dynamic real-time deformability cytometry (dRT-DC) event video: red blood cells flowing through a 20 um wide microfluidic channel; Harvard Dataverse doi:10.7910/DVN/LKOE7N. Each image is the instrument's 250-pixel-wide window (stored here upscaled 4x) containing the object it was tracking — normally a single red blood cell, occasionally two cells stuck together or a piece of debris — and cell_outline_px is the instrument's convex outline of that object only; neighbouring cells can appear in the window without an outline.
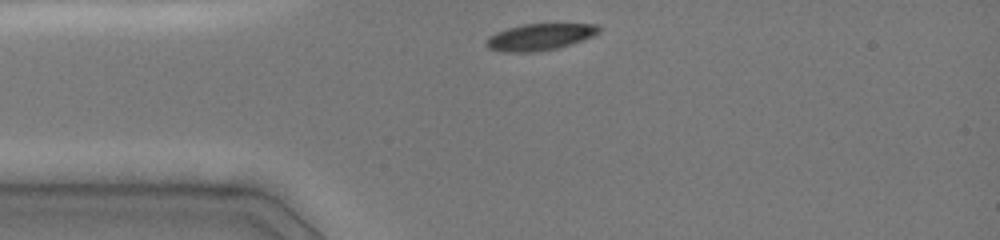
{"species": "common noctule bat (a hibernating species)", "species_latin": "Nyctalus noctula", "temperature_condition": "cold", "stored_images_in_passage": 31, "camera_frame_rate_fps": 3000, "um_per_image_px": 0.085, "animal": {"sex": "female", "body_mass_g": 19.0, "forearm_length_mm": 51.5}, "frame": {"image": 1, "passage_image": 1, "time_ms": 0.0, "image_size_px": [1000, 240], "cell_outline_px": [[600, 32], [584, 40], [572, 44], [556, 48], [536, 52], [500, 52], [488, 48], [484, 44], [488, 36], [496, 32], [508, 28], [524, 24], [596, 24], [600, 28]], "centroid_in_image_um": [45.85, 3.15], "position_along_channel_um": 39.1, "area_um2": 17.57}}
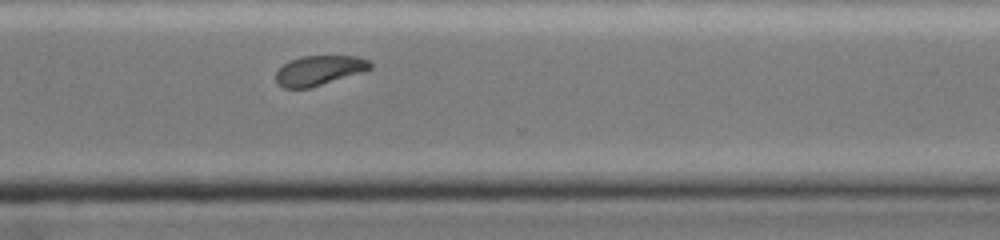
{"frame": {"image": 2, "passage_image": 25, "time_ms": 8.0, "image_size_px": [1000, 240], "cell_outline_px": [[372, 68], [360, 72], [308, 88], [284, 88], [276, 80], [276, 72], [284, 64], [300, 56], [356, 56], [368, 60], [372, 64]], "centroid_in_image_um": [27.11, 5.97], "position_along_channel_um": 343.5, "area_um2": 15.9}}
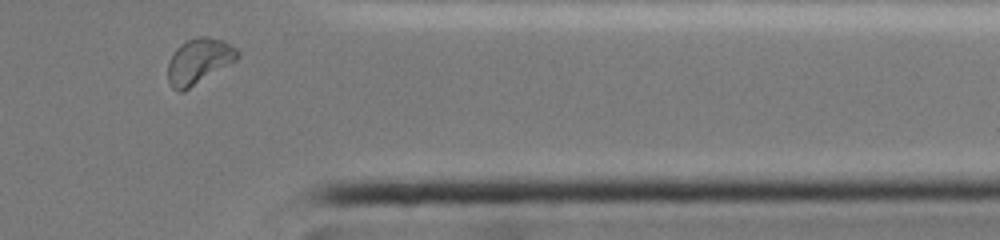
{"frame": {"image": 3, "passage_image": 29, "time_ms": 9.333, "image_size_px": [1000, 240], "cell_outline_px": [[240, 56], [236, 60], [184, 92], [176, 92], [172, 88], [168, 80], [168, 64], [176, 48], [180, 44], [196, 36], [208, 36], [224, 40], [236, 48], [240, 52]], "centroid_in_image_um": [16.91, 5.2], "position_along_channel_um": 394.5, "area_um2": 18.61}, "authors_computed_cell_mechanics": {"area_um2": 17.8024, "velocity_mm_per_s": 4.0416, "shape_relaxation_time_tau1_ms": 2.0056, "shape_relaxation_time_tau2_ms": 8.9157, "deformation_change_tau1": 0.1146, "deformation_change_tau2": 0.1176}}